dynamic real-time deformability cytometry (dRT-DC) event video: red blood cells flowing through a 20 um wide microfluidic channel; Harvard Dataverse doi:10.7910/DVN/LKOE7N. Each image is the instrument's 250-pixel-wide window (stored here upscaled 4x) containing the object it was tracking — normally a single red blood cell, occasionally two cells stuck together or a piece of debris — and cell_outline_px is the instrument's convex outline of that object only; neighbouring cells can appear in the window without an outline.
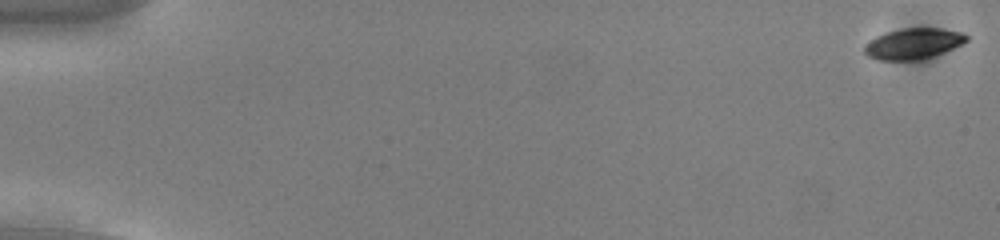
{"species": "common noctule bat (a hibernating species)", "species_latin": "Nyctalus noctula", "temperature_condition": "cold", "stored_images_in_passage": 55, "camera_frame_rate_fps": 3000, "um_per_image_px": 0.085, "animal": {"sex": "male", "body_mass_g": 13.0, "forearm_length_mm": 53.1}, "frame": {"image": 1, "passage_image": 1, "time_ms": 0.0, "image_size_px": [1000, 240], "cell_outline_px": [[968, 40], [944, 52], [920, 60], [876, 60], [868, 56], [864, 52], [864, 44], [876, 36], [888, 32], [904, 28], [940, 28], [960, 32], [968, 36]], "centroid_in_image_um": [77.59, 3.72], "position_along_channel_um": 7.4, "area_um2": 18.21}}
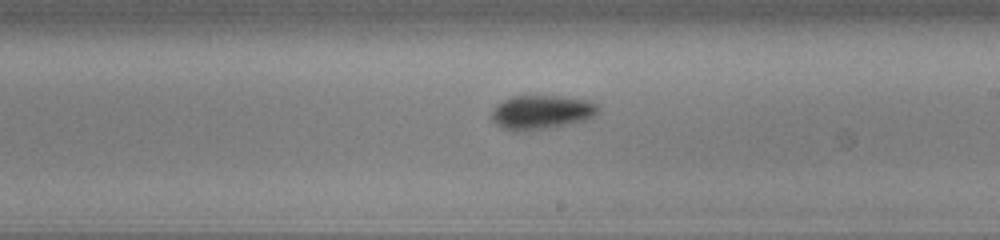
{"frame": {"image": 2, "passage_image": 33, "time_ms": 10.667, "image_size_px": [1000, 240], "cell_outline_px": [[600, 108], [592, 116], [584, 120], [544, 128], [516, 132], [512, 132], [496, 124], [492, 120], [492, 112], [496, 104], [512, 96], [560, 96], [588, 100], [600, 104]], "centroid_in_image_um": [46.0, 9.52], "position_along_channel_um": 243.0, "area_um2": 20.92}}
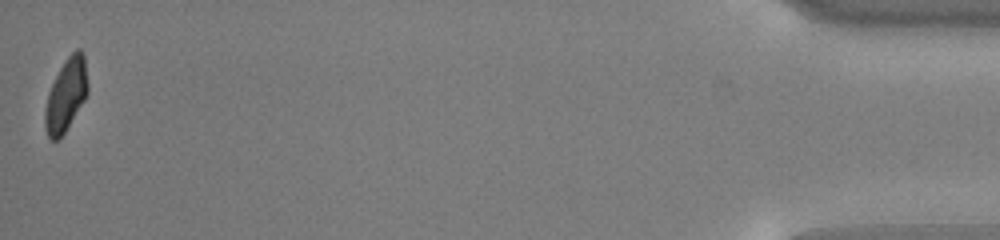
{"frame": {"image": 3, "passage_image": 55, "time_ms": 18.0, "image_size_px": [1000, 240], "cell_outline_px": [[88, 92], [84, 100], [64, 132], [56, 140], [52, 140], [48, 136], [44, 128], [44, 108], [48, 92], [64, 60], [76, 48], [80, 48], [84, 52], [88, 84]], "centroid_in_image_um": [5.61, 8.03], "position_along_channel_um": 429.6, "area_um2": 18.09}, "authors_computed_cell_mechanics": {"area_um2": 19.363, "velocity_mm_per_s": 3.7824, "shape_relaxation_time_tau1_ms": 1.8358, "shape_relaxation_time_tau2_ms": 6.5793, "deformation_change_tau1": 0.1188, "deformation_change_tau2": 0.1108}}